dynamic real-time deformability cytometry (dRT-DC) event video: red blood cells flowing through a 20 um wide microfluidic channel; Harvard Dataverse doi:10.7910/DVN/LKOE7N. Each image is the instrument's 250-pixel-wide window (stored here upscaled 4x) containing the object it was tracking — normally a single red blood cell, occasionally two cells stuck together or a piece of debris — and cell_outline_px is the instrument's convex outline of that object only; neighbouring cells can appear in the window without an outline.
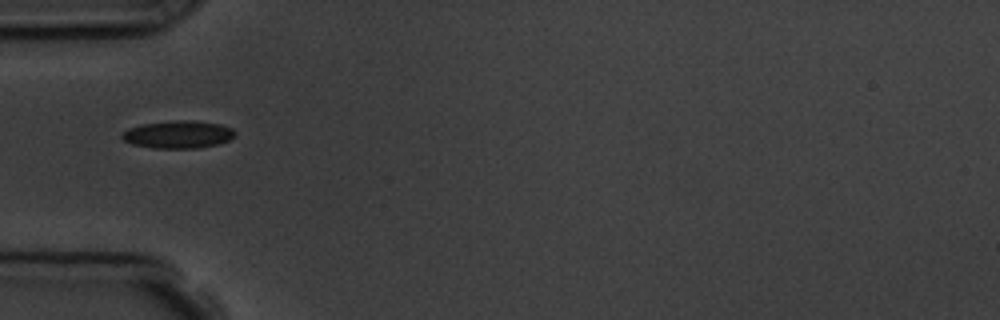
{"species": "common noctule bat (a hibernating species)", "species_latin": "Nyctalus noctula", "temperature_condition": "room temperature", "stored_images_in_passage": 1, "camera_frame_rate_fps": 3000, "um_per_image_px": 0.085, "animal": {"sex": "male", "body_mass_g": 19.5, "forearm_length_mm": 54.6}, "frame": {"image": 1, "passage_image": 1, "time_ms": 0.0, "image_size_px": [1000, 320], "cell_outline_px": [[236, 136], [228, 140], [216, 144], [196, 148], [152, 148], [132, 144], [124, 140], [120, 136], [128, 128], [140, 124], [180, 120], [192, 120], [220, 124], [232, 128], [236, 132]], "centroid_in_image_um": [15.14, 11.42], "position_along_channel_um": 69.9, "area_um2": 18.15}}